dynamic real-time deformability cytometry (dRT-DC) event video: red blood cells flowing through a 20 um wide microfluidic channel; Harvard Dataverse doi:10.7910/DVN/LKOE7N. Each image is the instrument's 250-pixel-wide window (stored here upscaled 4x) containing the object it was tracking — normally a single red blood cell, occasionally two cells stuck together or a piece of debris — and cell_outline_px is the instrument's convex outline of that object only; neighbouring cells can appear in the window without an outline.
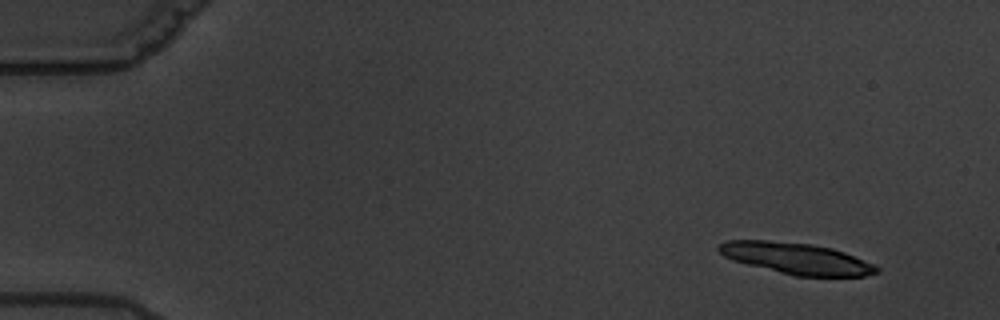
{"species": "common noctule bat (a hibernating species)", "species_latin": "Nyctalus noctula", "temperature_condition": "warm", "stored_images_in_passage": 7, "segment_of_instrument_passage": [1, 2], "camera_frame_rate_fps": 3000, "um_per_image_px": 0.085, "animal": {"sex": "male", "body_mass_g": 19.5, "forearm_length_mm": 54.6}, "frame": {"image": 1, "passage_image": 2, "time_ms": 1.333, "image_size_px": [1000, 320], "cell_outline_px": [[880, 272], [864, 276], [796, 276], [732, 260], [724, 256], [716, 248], [720, 244], [728, 240], [764, 240], [812, 244], [832, 248], [844, 252], [876, 264], [880, 268]], "centroid_in_image_um": [67.74, 21.96], "position_along_channel_um": 17.3, "area_um2": 28.67}}